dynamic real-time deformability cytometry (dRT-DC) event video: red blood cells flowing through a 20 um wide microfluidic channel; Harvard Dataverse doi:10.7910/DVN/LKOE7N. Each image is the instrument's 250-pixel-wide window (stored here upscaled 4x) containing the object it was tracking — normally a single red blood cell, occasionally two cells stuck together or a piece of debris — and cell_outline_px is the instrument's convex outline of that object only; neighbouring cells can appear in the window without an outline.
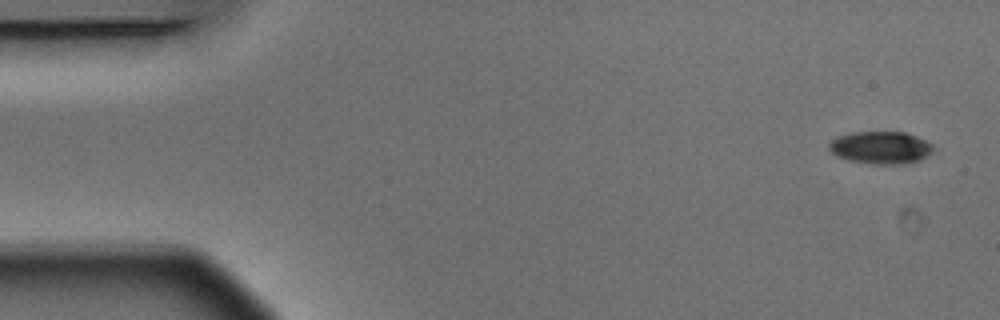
{"species": "Egyptian fruit bat (a non-hibernating species)", "species_latin": "Rousettus aegyptiacus", "temperature_condition": "warm", "stored_images_in_passage": 6, "segment_of_instrument_passage": [1, 2], "camera_frame_rate_fps": 3000, "um_per_image_px": 0.085, "animal": {"sex": "male"}, "frame": {"image": 1, "passage_image": 1, "time_ms": 0.0, "image_size_px": [1000, 320], "cell_outline_px": [[936, 148], [928, 156], [920, 160], [908, 164], [872, 164], [848, 160], [836, 156], [828, 148], [828, 144], [832, 140], [840, 136], [852, 132], [904, 132], [916, 136], [932, 144]], "centroid_in_image_um": [74.89, 12.56], "position_along_channel_um": 10.1, "area_um2": 19.88}}
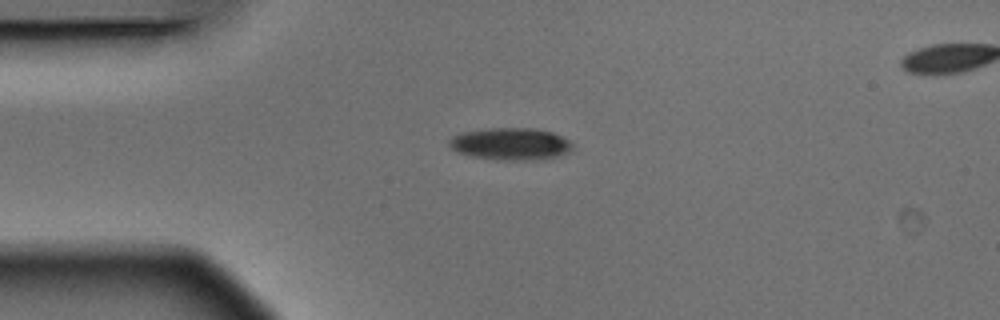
{"frame": {"image": 2, "passage_image": 4, "time_ms": 1.0, "image_size_px": [1000, 320], "cell_outline_px": [[572, 148], [568, 152], [560, 156], [544, 160], [500, 160], [472, 156], [460, 152], [452, 148], [448, 144], [448, 140], [452, 136], [460, 132], [488, 128], [536, 128], [552, 132], [568, 140], [572, 144]], "centroid_in_image_um": [43.41, 12.23], "position_along_channel_um": 41.6, "area_um2": 23.29}}